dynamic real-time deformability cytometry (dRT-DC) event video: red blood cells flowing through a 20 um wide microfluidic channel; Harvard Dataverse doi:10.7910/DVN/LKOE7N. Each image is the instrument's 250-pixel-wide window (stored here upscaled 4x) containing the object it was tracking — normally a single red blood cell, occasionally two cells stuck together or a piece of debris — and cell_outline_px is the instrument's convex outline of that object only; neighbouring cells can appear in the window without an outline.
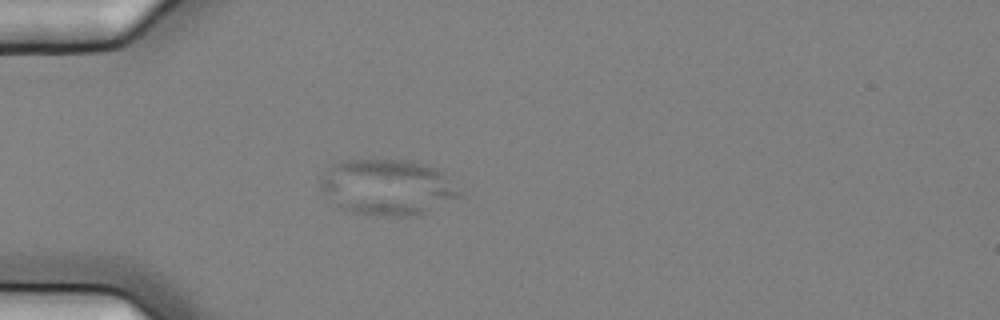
{"species": "common noctule bat (a hibernating species)", "species_latin": "Nyctalus noctula", "temperature_condition": "cold", "stored_images_in_passage": 1, "camera_frame_rate_fps": 3000, "um_per_image_px": 0.085, "animal": {"sex": "female", "body_mass_g": 25.1}, "frame": {"image": 1, "passage_image": 1, "time_ms": 0.0, "image_size_px": [1000, 320], "cell_outline_px": [[460, 196], [420, 216], [384, 216], [348, 212], [336, 204], [320, 188], [320, 176], [332, 164], [340, 160], [412, 160], [428, 164], [444, 172], [460, 192]], "centroid_in_image_um": [32.93, 15.9], "position_along_channel_um": 52.1, "area_um2": 45.55}}